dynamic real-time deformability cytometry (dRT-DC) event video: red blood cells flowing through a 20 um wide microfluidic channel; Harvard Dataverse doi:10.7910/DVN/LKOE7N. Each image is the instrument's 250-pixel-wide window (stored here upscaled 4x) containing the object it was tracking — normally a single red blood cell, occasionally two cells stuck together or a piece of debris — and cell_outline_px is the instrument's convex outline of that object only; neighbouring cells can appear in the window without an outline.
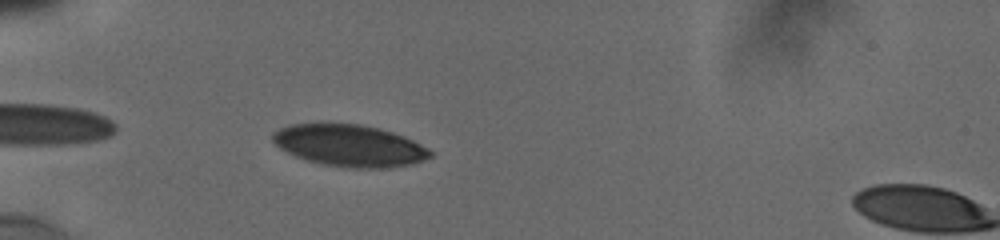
{"species": "human", "species_latin": "Homo sapiens", "temperature_condition": "cold", "stored_images_in_passage": 5, "camera_frame_rate_fps": 3000, "um_per_image_px": 0.085, "donor": {"sex": "male"}, "frame": {"image": 1, "passage_image": 3, "time_ms": 0.667, "image_size_px": [1000, 240], "cell_outline_px": [[432, 156], [412, 164], [388, 168], [348, 168], [324, 164], [308, 160], [296, 156], [280, 148], [272, 140], [272, 132], [280, 128], [292, 124], [320, 120], [360, 124], [392, 132], [404, 136], [428, 148], [432, 152]], "centroid_in_image_um": [29.66, 12.33], "position_along_channel_um": 55.3, "area_um2": 39.02}}